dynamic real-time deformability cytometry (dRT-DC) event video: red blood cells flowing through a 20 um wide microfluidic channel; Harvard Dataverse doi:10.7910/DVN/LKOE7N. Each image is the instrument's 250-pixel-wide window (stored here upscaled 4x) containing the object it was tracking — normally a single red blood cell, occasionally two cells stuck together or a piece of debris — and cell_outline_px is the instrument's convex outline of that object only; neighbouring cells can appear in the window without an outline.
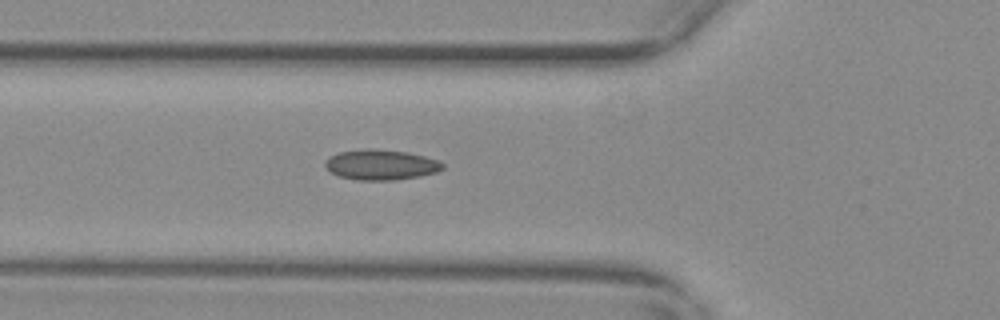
{"species": "common noctule bat (a hibernating species)", "species_latin": "Nyctalus noctula", "temperature_condition": "warm", "stored_images_in_passage": 13, "camera_frame_rate_fps": 3000, "um_per_image_px": 0.085, "animal": {"sex": "female", "body_mass_g": 29.2, "forearm_length_mm": 56.3}, "frame": {"image": 1, "passage_image": 6, "time_ms": 1.667, "image_size_px": [1000, 320], "cell_outline_px": [[444, 168], [436, 172], [420, 176], [392, 180], [356, 180], [340, 176], [332, 172], [324, 164], [332, 156], [340, 152], [368, 148], [372, 148], [408, 152], [424, 156], [436, 160], [444, 164]], "centroid_in_image_um": [32.41, 14.0], "position_along_channel_um": 93.4, "area_um2": 20.46}}
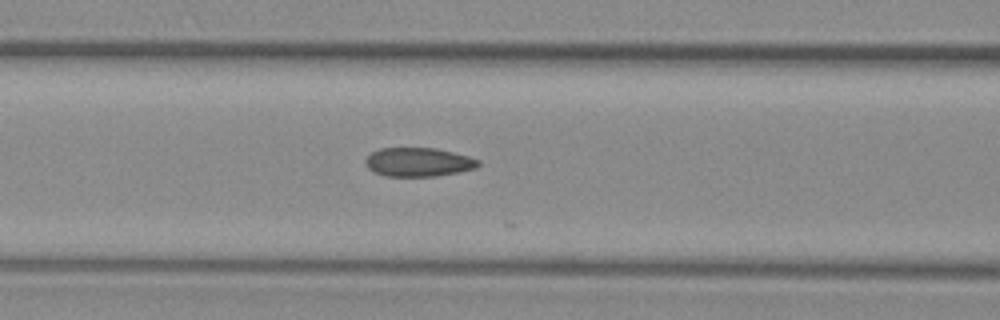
{"frame": {"image": 2, "passage_image": 9, "time_ms": 2.667, "image_size_px": [1000, 320], "cell_outline_px": [[480, 164], [476, 168], [436, 176], [384, 176], [372, 172], [368, 168], [364, 160], [372, 152], [380, 148], [436, 148], [468, 156], [480, 160]], "centroid_in_image_um": [35.54, 13.78], "position_along_channel_um": 131.1, "area_um2": 18.96}}
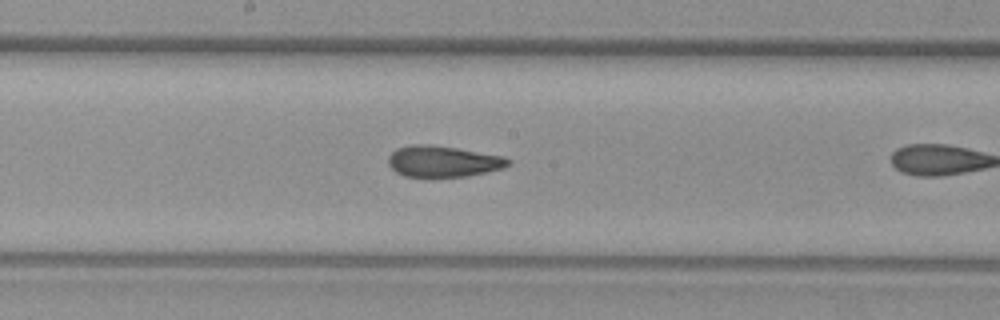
{"frame": {"image": 3, "passage_image": 12, "time_ms": 3.667, "image_size_px": [1000, 320], "cell_outline_px": [[512, 164], [504, 168], [468, 176], [404, 176], [396, 172], [388, 164], [388, 156], [396, 148], [412, 144], [428, 144], [456, 148], [504, 156], [512, 160]], "centroid_in_image_um": [37.68, 13.71], "position_along_channel_um": 210.5, "area_um2": 21.79}}